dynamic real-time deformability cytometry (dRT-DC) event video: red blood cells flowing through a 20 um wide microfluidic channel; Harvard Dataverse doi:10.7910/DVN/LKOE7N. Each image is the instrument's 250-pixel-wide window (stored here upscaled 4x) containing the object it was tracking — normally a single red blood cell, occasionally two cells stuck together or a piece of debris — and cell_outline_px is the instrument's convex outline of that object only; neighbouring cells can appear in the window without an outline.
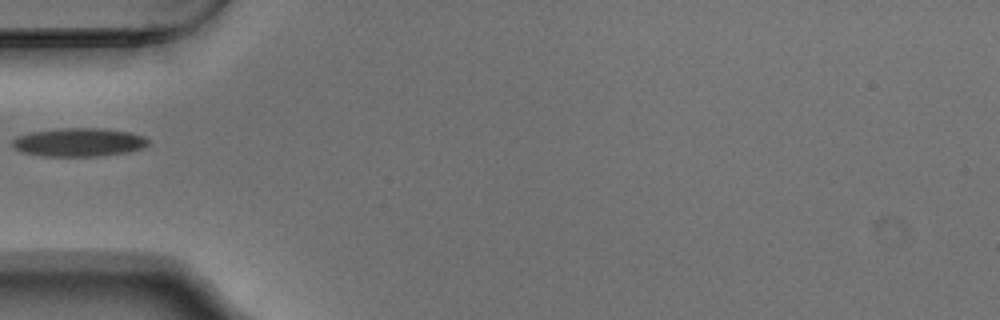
{"species": "Egyptian fruit bat (a non-hibernating species)", "species_latin": "Rousettus aegyptiacus", "temperature_condition": "warm", "stored_images_in_passage": 37, "camera_frame_rate_fps": 3000, "um_per_image_px": 0.085, "animal": {"sex": "male"}, "frame": {"image": 1, "passage_image": 1, "time_ms": 0.0, "image_size_px": [1000, 320], "cell_outline_px": [[148, 144], [144, 148], [128, 152], [100, 156], [40, 156], [20, 152], [12, 144], [12, 140], [16, 136], [32, 132], [60, 128], [104, 128], [132, 132], [144, 136], [148, 140]], "centroid_in_image_um": [6.72, 12.09], "position_along_channel_um": 78.3, "area_um2": 22.77}}
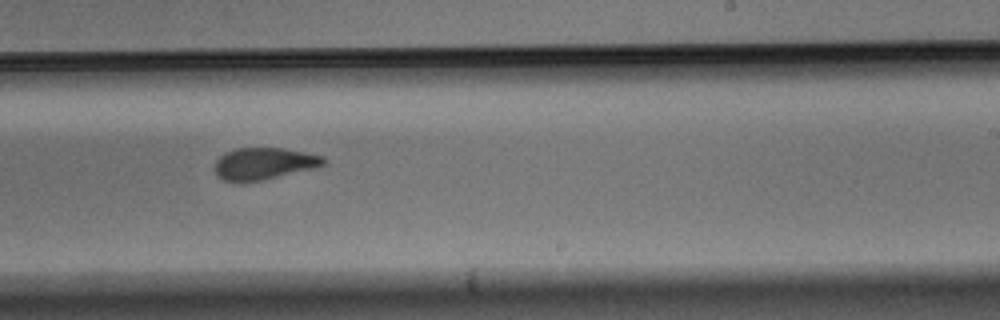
{"frame": {"image": 2, "passage_image": 16, "time_ms": 5.0, "image_size_px": [1000, 320], "cell_outline_px": [[328, 160], [324, 164], [312, 168], [264, 180], [244, 184], [224, 180], [216, 176], [216, 160], [224, 152], [236, 148], [284, 148], [324, 156]], "centroid_in_image_um": [22.4, 13.92], "position_along_channel_um": 266.6, "area_um2": 20.46}}
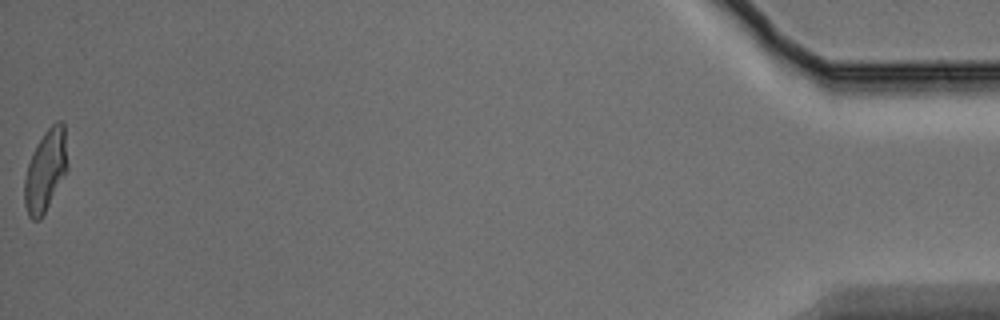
{"frame": {"image": 3, "passage_image": 37, "time_ms": 12.0, "image_size_px": [1000, 320], "cell_outline_px": [[68, 168], [40, 220], [32, 220], [28, 216], [24, 204], [24, 180], [28, 164], [32, 152], [44, 132], [56, 120], [60, 120], [64, 124], [68, 164]], "centroid_in_image_um": [3.86, 14.48], "position_along_channel_um": 431.3, "area_um2": 20.4}}